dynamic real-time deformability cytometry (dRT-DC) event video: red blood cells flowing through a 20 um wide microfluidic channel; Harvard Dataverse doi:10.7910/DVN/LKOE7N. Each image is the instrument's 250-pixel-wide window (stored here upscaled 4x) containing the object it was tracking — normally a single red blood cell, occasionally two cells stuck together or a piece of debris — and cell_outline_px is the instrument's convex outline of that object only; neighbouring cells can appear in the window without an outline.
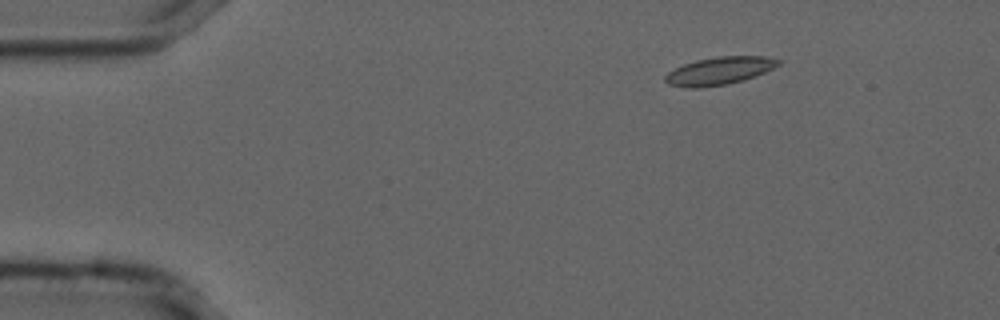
{"species": "common noctule bat (a hibernating species)", "species_latin": "Nyctalus noctula", "temperature_condition": "cold", "stored_images_in_passage": 8, "camera_frame_rate_fps": 3000, "um_per_image_px": 0.085, "animal": {"sex": "male", "forearm_length_mm": 52.5}, "frame": {"image": 1, "passage_image": 1, "time_ms": 0.0, "image_size_px": [1000, 320], "cell_outline_px": [[784, 60], [780, 64], [764, 72], [744, 80], [728, 84], [696, 88], [688, 88], [668, 84], [664, 80], [664, 76], [668, 72], [684, 64], [696, 60], [720, 56], [764, 56]], "centroid_in_image_um": [61.15, 6.02], "position_along_channel_um": 23.8, "area_um2": 18.26}}